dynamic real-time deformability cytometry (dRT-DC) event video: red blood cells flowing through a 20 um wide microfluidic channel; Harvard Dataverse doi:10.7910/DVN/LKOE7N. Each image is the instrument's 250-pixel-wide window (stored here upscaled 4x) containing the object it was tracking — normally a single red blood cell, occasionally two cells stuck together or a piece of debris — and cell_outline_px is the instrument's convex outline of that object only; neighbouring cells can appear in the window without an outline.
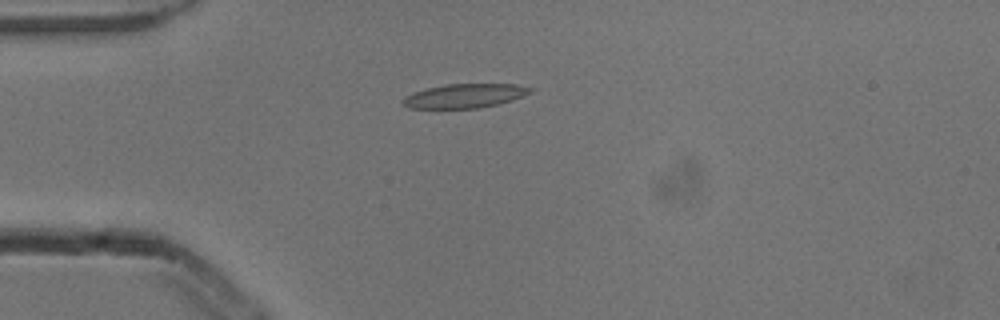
{"species": "common noctule bat (a hibernating species)", "species_latin": "Nyctalus noctula", "temperature_condition": "cold", "stored_images_in_passage": 2, "camera_frame_rate_fps": 3000, "um_per_image_px": 0.085, "animal": {"sex": "male", "body_mass_g": 13.3}, "frame": {"image": 1, "passage_image": 1, "time_ms": 0.0, "image_size_px": [1000, 320], "cell_outline_px": [[536, 88], [532, 92], [512, 100], [480, 108], [408, 108], [400, 100], [404, 96], [412, 92], [444, 84], [516, 84]], "centroid_in_image_um": [39.5, 8.14], "position_along_channel_um": 45.5, "area_um2": 17.98}}
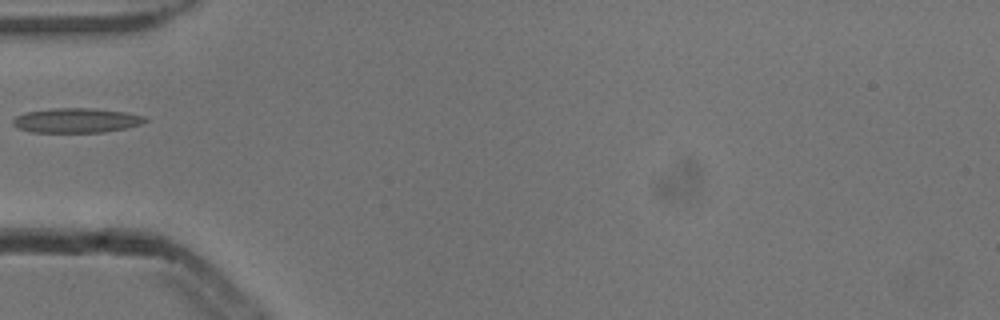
{"frame": {"image": 2, "passage_image": 2, "time_ms": 0.333, "image_size_px": [1000, 320], "cell_outline_px": [[148, 120], [140, 124], [124, 128], [104, 132], [32, 132], [20, 128], [12, 124], [12, 120], [16, 116], [24, 112], [48, 108], [96, 108], [124, 112], [144, 116]], "centroid_in_image_um": [6.46, 10.22], "position_along_channel_um": 78.5, "area_um2": 18.96}}